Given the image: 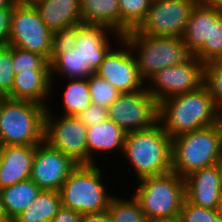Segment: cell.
Listing matches in <instances>:
<instances>
[{"mask_svg": "<svg viewBox=\"0 0 222 222\" xmlns=\"http://www.w3.org/2000/svg\"><path fill=\"white\" fill-rule=\"evenodd\" d=\"M50 70H51V97L53 94L54 82L56 76H62L63 80L67 79H83L85 76L84 56L74 50L66 51L61 55L50 56ZM59 73V74H58Z\"/></svg>", "mask_w": 222, "mask_h": 222, "instance_id": "25", "label": "cell"}, {"mask_svg": "<svg viewBox=\"0 0 222 222\" xmlns=\"http://www.w3.org/2000/svg\"><path fill=\"white\" fill-rule=\"evenodd\" d=\"M61 206L59 191L41 190L29 207L12 222H50Z\"/></svg>", "mask_w": 222, "mask_h": 222, "instance_id": "24", "label": "cell"}, {"mask_svg": "<svg viewBox=\"0 0 222 222\" xmlns=\"http://www.w3.org/2000/svg\"><path fill=\"white\" fill-rule=\"evenodd\" d=\"M110 34L113 37L112 39L117 42L122 39L121 34L112 31L107 26L88 23L78 24V35L75 47L77 51L84 56L86 77L95 74L105 56L113 48L112 39L111 42L109 41Z\"/></svg>", "mask_w": 222, "mask_h": 222, "instance_id": "15", "label": "cell"}, {"mask_svg": "<svg viewBox=\"0 0 222 222\" xmlns=\"http://www.w3.org/2000/svg\"><path fill=\"white\" fill-rule=\"evenodd\" d=\"M81 214L70 208L61 206L50 222H80Z\"/></svg>", "mask_w": 222, "mask_h": 222, "instance_id": "38", "label": "cell"}, {"mask_svg": "<svg viewBox=\"0 0 222 222\" xmlns=\"http://www.w3.org/2000/svg\"><path fill=\"white\" fill-rule=\"evenodd\" d=\"M184 180L185 197L188 202L204 208L219 209L222 186L216 164L196 170Z\"/></svg>", "mask_w": 222, "mask_h": 222, "instance_id": "16", "label": "cell"}, {"mask_svg": "<svg viewBox=\"0 0 222 222\" xmlns=\"http://www.w3.org/2000/svg\"><path fill=\"white\" fill-rule=\"evenodd\" d=\"M83 23L100 24L121 34V12L118 0H80Z\"/></svg>", "mask_w": 222, "mask_h": 222, "instance_id": "22", "label": "cell"}, {"mask_svg": "<svg viewBox=\"0 0 222 222\" xmlns=\"http://www.w3.org/2000/svg\"><path fill=\"white\" fill-rule=\"evenodd\" d=\"M204 65L195 56L185 64L166 67L146 82V88L158 103L166 98L194 91L203 85Z\"/></svg>", "mask_w": 222, "mask_h": 222, "instance_id": "12", "label": "cell"}, {"mask_svg": "<svg viewBox=\"0 0 222 222\" xmlns=\"http://www.w3.org/2000/svg\"><path fill=\"white\" fill-rule=\"evenodd\" d=\"M197 0H152L145 20L136 29L148 36L182 37Z\"/></svg>", "mask_w": 222, "mask_h": 222, "instance_id": "11", "label": "cell"}, {"mask_svg": "<svg viewBox=\"0 0 222 222\" xmlns=\"http://www.w3.org/2000/svg\"><path fill=\"white\" fill-rule=\"evenodd\" d=\"M13 0H0V10L1 9H13Z\"/></svg>", "mask_w": 222, "mask_h": 222, "instance_id": "41", "label": "cell"}, {"mask_svg": "<svg viewBox=\"0 0 222 222\" xmlns=\"http://www.w3.org/2000/svg\"><path fill=\"white\" fill-rule=\"evenodd\" d=\"M122 156L133 168L136 180L166 174L172 171V138L159 122L128 132Z\"/></svg>", "mask_w": 222, "mask_h": 222, "instance_id": "2", "label": "cell"}, {"mask_svg": "<svg viewBox=\"0 0 222 222\" xmlns=\"http://www.w3.org/2000/svg\"><path fill=\"white\" fill-rule=\"evenodd\" d=\"M13 70L15 74L30 70H50V62L41 54L13 47Z\"/></svg>", "mask_w": 222, "mask_h": 222, "instance_id": "32", "label": "cell"}, {"mask_svg": "<svg viewBox=\"0 0 222 222\" xmlns=\"http://www.w3.org/2000/svg\"><path fill=\"white\" fill-rule=\"evenodd\" d=\"M13 46H0V97H5L14 80Z\"/></svg>", "mask_w": 222, "mask_h": 222, "instance_id": "34", "label": "cell"}, {"mask_svg": "<svg viewBox=\"0 0 222 222\" xmlns=\"http://www.w3.org/2000/svg\"><path fill=\"white\" fill-rule=\"evenodd\" d=\"M222 156V120L172 138V171L180 177L214 165Z\"/></svg>", "mask_w": 222, "mask_h": 222, "instance_id": "4", "label": "cell"}, {"mask_svg": "<svg viewBox=\"0 0 222 222\" xmlns=\"http://www.w3.org/2000/svg\"><path fill=\"white\" fill-rule=\"evenodd\" d=\"M126 132L118 126L113 120L109 118L100 124L90 126L87 129V164H94L96 159L95 154H106L115 151L122 152L124 150V143ZM95 155V156H94Z\"/></svg>", "mask_w": 222, "mask_h": 222, "instance_id": "19", "label": "cell"}, {"mask_svg": "<svg viewBox=\"0 0 222 222\" xmlns=\"http://www.w3.org/2000/svg\"><path fill=\"white\" fill-rule=\"evenodd\" d=\"M78 25L52 32L51 55H61L74 50L77 42Z\"/></svg>", "mask_w": 222, "mask_h": 222, "instance_id": "35", "label": "cell"}, {"mask_svg": "<svg viewBox=\"0 0 222 222\" xmlns=\"http://www.w3.org/2000/svg\"><path fill=\"white\" fill-rule=\"evenodd\" d=\"M92 103L108 108L122 93L97 74L87 77Z\"/></svg>", "mask_w": 222, "mask_h": 222, "instance_id": "29", "label": "cell"}, {"mask_svg": "<svg viewBox=\"0 0 222 222\" xmlns=\"http://www.w3.org/2000/svg\"><path fill=\"white\" fill-rule=\"evenodd\" d=\"M118 44H120L119 49L113 46L95 74L108 81L121 93L145 89L146 82L140 75L136 60L128 44L123 39Z\"/></svg>", "mask_w": 222, "mask_h": 222, "instance_id": "13", "label": "cell"}, {"mask_svg": "<svg viewBox=\"0 0 222 222\" xmlns=\"http://www.w3.org/2000/svg\"><path fill=\"white\" fill-rule=\"evenodd\" d=\"M122 39L128 44L142 79L146 82L160 70L190 62L195 53L184 44L182 37L148 36L136 29Z\"/></svg>", "mask_w": 222, "mask_h": 222, "instance_id": "3", "label": "cell"}, {"mask_svg": "<svg viewBox=\"0 0 222 222\" xmlns=\"http://www.w3.org/2000/svg\"><path fill=\"white\" fill-rule=\"evenodd\" d=\"M67 82L65 90L61 93L64 113H60L66 116H75L92 105L89 84L87 78L68 79Z\"/></svg>", "mask_w": 222, "mask_h": 222, "instance_id": "26", "label": "cell"}, {"mask_svg": "<svg viewBox=\"0 0 222 222\" xmlns=\"http://www.w3.org/2000/svg\"><path fill=\"white\" fill-rule=\"evenodd\" d=\"M78 164L44 140L36 145L30 179L41 189L59 191Z\"/></svg>", "mask_w": 222, "mask_h": 222, "instance_id": "14", "label": "cell"}, {"mask_svg": "<svg viewBox=\"0 0 222 222\" xmlns=\"http://www.w3.org/2000/svg\"><path fill=\"white\" fill-rule=\"evenodd\" d=\"M146 222H170V221L147 220Z\"/></svg>", "mask_w": 222, "mask_h": 222, "instance_id": "46", "label": "cell"}, {"mask_svg": "<svg viewBox=\"0 0 222 222\" xmlns=\"http://www.w3.org/2000/svg\"><path fill=\"white\" fill-rule=\"evenodd\" d=\"M222 9L196 4L187 22L182 36L184 44L195 54L210 40L211 22L220 14Z\"/></svg>", "mask_w": 222, "mask_h": 222, "instance_id": "21", "label": "cell"}, {"mask_svg": "<svg viewBox=\"0 0 222 222\" xmlns=\"http://www.w3.org/2000/svg\"><path fill=\"white\" fill-rule=\"evenodd\" d=\"M204 64L222 58V13L211 22L210 40L195 54Z\"/></svg>", "mask_w": 222, "mask_h": 222, "instance_id": "31", "label": "cell"}, {"mask_svg": "<svg viewBox=\"0 0 222 222\" xmlns=\"http://www.w3.org/2000/svg\"><path fill=\"white\" fill-rule=\"evenodd\" d=\"M216 166H217L218 171H219L220 183H221V186H222V156H221V158L218 160V162L216 163Z\"/></svg>", "mask_w": 222, "mask_h": 222, "instance_id": "44", "label": "cell"}, {"mask_svg": "<svg viewBox=\"0 0 222 222\" xmlns=\"http://www.w3.org/2000/svg\"><path fill=\"white\" fill-rule=\"evenodd\" d=\"M36 146H1L0 189L30 178Z\"/></svg>", "mask_w": 222, "mask_h": 222, "instance_id": "17", "label": "cell"}, {"mask_svg": "<svg viewBox=\"0 0 222 222\" xmlns=\"http://www.w3.org/2000/svg\"><path fill=\"white\" fill-rule=\"evenodd\" d=\"M46 107L0 97V146H36L44 140Z\"/></svg>", "mask_w": 222, "mask_h": 222, "instance_id": "6", "label": "cell"}, {"mask_svg": "<svg viewBox=\"0 0 222 222\" xmlns=\"http://www.w3.org/2000/svg\"><path fill=\"white\" fill-rule=\"evenodd\" d=\"M80 222H113L108 210L98 212L81 214Z\"/></svg>", "mask_w": 222, "mask_h": 222, "instance_id": "39", "label": "cell"}, {"mask_svg": "<svg viewBox=\"0 0 222 222\" xmlns=\"http://www.w3.org/2000/svg\"><path fill=\"white\" fill-rule=\"evenodd\" d=\"M198 4L222 9V0H197Z\"/></svg>", "mask_w": 222, "mask_h": 222, "instance_id": "40", "label": "cell"}, {"mask_svg": "<svg viewBox=\"0 0 222 222\" xmlns=\"http://www.w3.org/2000/svg\"><path fill=\"white\" fill-rule=\"evenodd\" d=\"M152 0H118L121 12V35L137 29L145 20Z\"/></svg>", "mask_w": 222, "mask_h": 222, "instance_id": "27", "label": "cell"}, {"mask_svg": "<svg viewBox=\"0 0 222 222\" xmlns=\"http://www.w3.org/2000/svg\"><path fill=\"white\" fill-rule=\"evenodd\" d=\"M34 6L52 32L83 23L80 0H41Z\"/></svg>", "mask_w": 222, "mask_h": 222, "instance_id": "20", "label": "cell"}, {"mask_svg": "<svg viewBox=\"0 0 222 222\" xmlns=\"http://www.w3.org/2000/svg\"><path fill=\"white\" fill-rule=\"evenodd\" d=\"M12 9L0 10V46H8Z\"/></svg>", "mask_w": 222, "mask_h": 222, "instance_id": "37", "label": "cell"}, {"mask_svg": "<svg viewBox=\"0 0 222 222\" xmlns=\"http://www.w3.org/2000/svg\"><path fill=\"white\" fill-rule=\"evenodd\" d=\"M49 96L51 97V70H30L14 75L11 91L5 97L32 101L48 108Z\"/></svg>", "mask_w": 222, "mask_h": 222, "instance_id": "18", "label": "cell"}, {"mask_svg": "<svg viewBox=\"0 0 222 222\" xmlns=\"http://www.w3.org/2000/svg\"><path fill=\"white\" fill-rule=\"evenodd\" d=\"M178 222H222L219 210L183 202Z\"/></svg>", "mask_w": 222, "mask_h": 222, "instance_id": "33", "label": "cell"}, {"mask_svg": "<svg viewBox=\"0 0 222 222\" xmlns=\"http://www.w3.org/2000/svg\"><path fill=\"white\" fill-rule=\"evenodd\" d=\"M74 117L80 120L85 126L90 127L108 119V112L106 108L92 103L86 110L76 114Z\"/></svg>", "mask_w": 222, "mask_h": 222, "instance_id": "36", "label": "cell"}, {"mask_svg": "<svg viewBox=\"0 0 222 222\" xmlns=\"http://www.w3.org/2000/svg\"><path fill=\"white\" fill-rule=\"evenodd\" d=\"M203 84L209 91L214 104L222 111V58L204 65Z\"/></svg>", "mask_w": 222, "mask_h": 222, "instance_id": "30", "label": "cell"}, {"mask_svg": "<svg viewBox=\"0 0 222 222\" xmlns=\"http://www.w3.org/2000/svg\"><path fill=\"white\" fill-rule=\"evenodd\" d=\"M219 214H220V217H221V220H222V201H221V204L219 206Z\"/></svg>", "mask_w": 222, "mask_h": 222, "instance_id": "45", "label": "cell"}, {"mask_svg": "<svg viewBox=\"0 0 222 222\" xmlns=\"http://www.w3.org/2000/svg\"><path fill=\"white\" fill-rule=\"evenodd\" d=\"M87 129L74 116L54 115L50 107L45 111L44 141L77 164H87Z\"/></svg>", "mask_w": 222, "mask_h": 222, "instance_id": "9", "label": "cell"}, {"mask_svg": "<svg viewBox=\"0 0 222 222\" xmlns=\"http://www.w3.org/2000/svg\"><path fill=\"white\" fill-rule=\"evenodd\" d=\"M40 192L41 189L30 178L0 189L8 222L26 210Z\"/></svg>", "mask_w": 222, "mask_h": 222, "instance_id": "23", "label": "cell"}, {"mask_svg": "<svg viewBox=\"0 0 222 222\" xmlns=\"http://www.w3.org/2000/svg\"><path fill=\"white\" fill-rule=\"evenodd\" d=\"M39 1L41 0H13L14 3L24 4V5H35Z\"/></svg>", "mask_w": 222, "mask_h": 222, "instance_id": "43", "label": "cell"}, {"mask_svg": "<svg viewBox=\"0 0 222 222\" xmlns=\"http://www.w3.org/2000/svg\"><path fill=\"white\" fill-rule=\"evenodd\" d=\"M108 118L126 133L150 128L158 123L159 103L147 88L122 93L108 108Z\"/></svg>", "mask_w": 222, "mask_h": 222, "instance_id": "10", "label": "cell"}, {"mask_svg": "<svg viewBox=\"0 0 222 222\" xmlns=\"http://www.w3.org/2000/svg\"><path fill=\"white\" fill-rule=\"evenodd\" d=\"M102 176L96 163L78 164L59 190L61 205L80 214L107 210L113 195L108 193Z\"/></svg>", "mask_w": 222, "mask_h": 222, "instance_id": "7", "label": "cell"}, {"mask_svg": "<svg viewBox=\"0 0 222 222\" xmlns=\"http://www.w3.org/2000/svg\"><path fill=\"white\" fill-rule=\"evenodd\" d=\"M221 120L222 111L214 104L204 84L194 91L166 98L159 103L158 122L171 138Z\"/></svg>", "mask_w": 222, "mask_h": 222, "instance_id": "1", "label": "cell"}, {"mask_svg": "<svg viewBox=\"0 0 222 222\" xmlns=\"http://www.w3.org/2000/svg\"><path fill=\"white\" fill-rule=\"evenodd\" d=\"M10 25L8 46L41 54L50 61L52 31L34 5L14 3Z\"/></svg>", "mask_w": 222, "mask_h": 222, "instance_id": "8", "label": "cell"}, {"mask_svg": "<svg viewBox=\"0 0 222 222\" xmlns=\"http://www.w3.org/2000/svg\"><path fill=\"white\" fill-rule=\"evenodd\" d=\"M0 222H8V218L6 217L4 207H3L1 193H0Z\"/></svg>", "mask_w": 222, "mask_h": 222, "instance_id": "42", "label": "cell"}, {"mask_svg": "<svg viewBox=\"0 0 222 222\" xmlns=\"http://www.w3.org/2000/svg\"><path fill=\"white\" fill-rule=\"evenodd\" d=\"M113 222H146L147 219L140 209L137 200L131 198H120L112 196L107 209Z\"/></svg>", "mask_w": 222, "mask_h": 222, "instance_id": "28", "label": "cell"}, {"mask_svg": "<svg viewBox=\"0 0 222 222\" xmlns=\"http://www.w3.org/2000/svg\"><path fill=\"white\" fill-rule=\"evenodd\" d=\"M133 197L147 220L178 222L185 197V180L176 172L138 181Z\"/></svg>", "mask_w": 222, "mask_h": 222, "instance_id": "5", "label": "cell"}]
</instances>
